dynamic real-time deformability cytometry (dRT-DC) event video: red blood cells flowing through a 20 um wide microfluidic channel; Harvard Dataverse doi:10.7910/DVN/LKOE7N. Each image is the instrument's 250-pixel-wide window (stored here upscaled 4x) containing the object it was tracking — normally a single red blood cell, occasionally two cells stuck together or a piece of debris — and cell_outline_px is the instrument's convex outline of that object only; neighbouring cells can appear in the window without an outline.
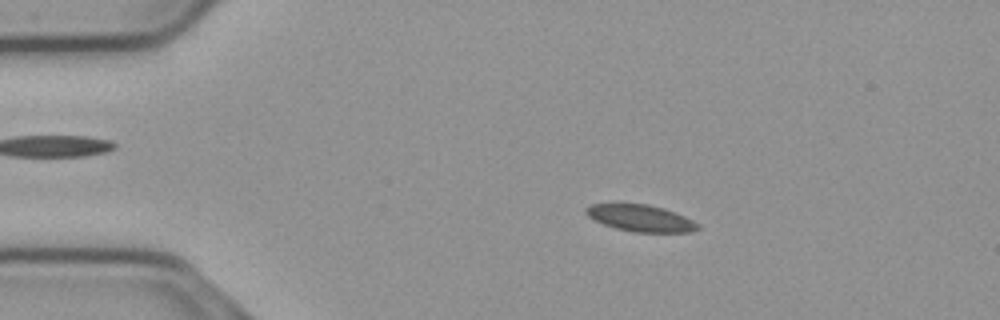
{"species": "common noctule bat (a hibernating species)", "species_latin": "Nyctalus noctula", "temperature_condition": "cold", "stored_images_in_passage": 55, "camera_frame_rate_fps": 3000, "um_per_image_px": 0.085, "animal": {"sex": "male", "body_mass_g": 23.1, "forearm_length_mm": 52.7}, "frame": {"image": 1, "passage_image": 10, "time_ms": 3.0, "image_size_px": [1000, 320], "cell_outline_px": [[700, 228], [692, 232], [632, 232], [616, 228], [604, 224], [588, 216], [584, 212], [584, 208], [592, 204], [648, 204], [664, 208], [684, 216], [700, 224]], "centroid_in_image_um": [54.47, 18.54], "position_along_channel_um": 30.5, "area_um2": 17.34}}
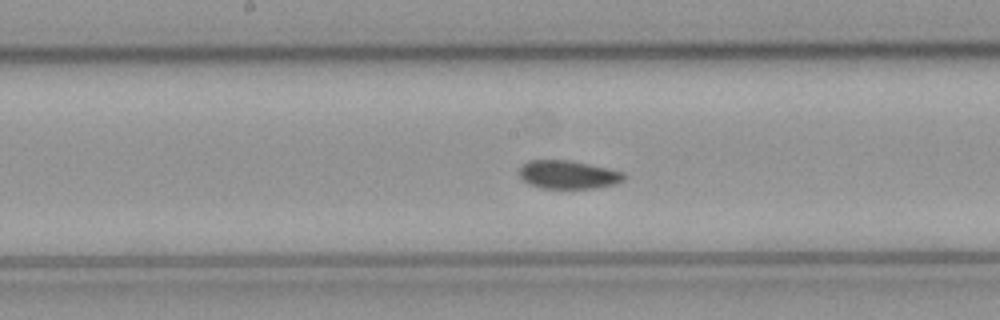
{"frame": {"image": 2, "passage_image": 28, "time_ms": 9.0, "image_size_px": [1000, 320], "cell_outline_px": [[628, 176], [624, 180], [616, 184], [596, 188], [540, 188], [528, 184], [520, 180], [516, 172], [528, 160], [568, 160], [608, 168], [624, 172]], "centroid_in_image_um": [48.27, 14.85], "position_along_channel_um": 199.9, "area_um2": 17.63}}
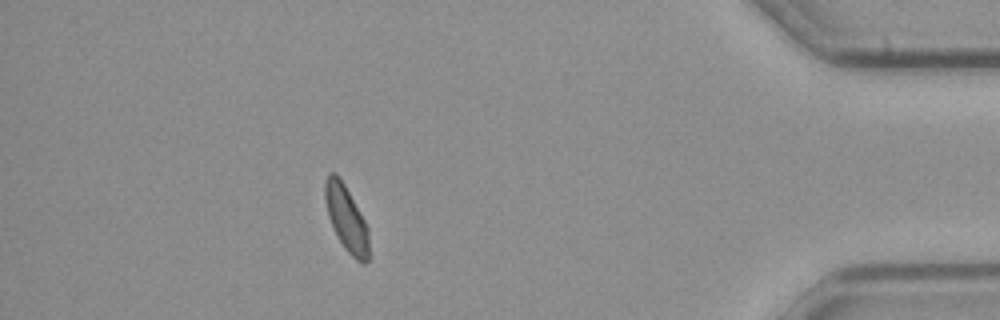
{"frame": {"image": 3, "passage_image": 49, "time_ms": 16.0, "image_size_px": [1000, 320], "cell_outline_px": [[368, 260], [364, 264], [356, 260], [344, 248], [328, 216], [324, 196], [324, 180], [328, 172], [336, 172], [340, 176], [364, 220], [368, 228]], "centroid_in_image_um": [29.41, 18.51], "position_along_channel_um": 405.8, "area_um2": 16.65}, "authors_computed_cell_mechanics": {"area_um2": 17.34, "velocity_mm_per_s": 3.6876, "shape_relaxation_time_tau1_ms": 3.3514, "shape_relaxation_time_tau2_ms": 1.255, "deformation_change_tau1": 0.0803, "deformation_change_tau2": 0.0533}}